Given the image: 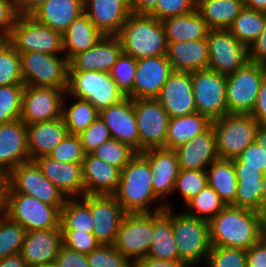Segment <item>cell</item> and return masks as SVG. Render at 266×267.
<instances>
[{"mask_svg":"<svg viewBox=\"0 0 266 267\" xmlns=\"http://www.w3.org/2000/svg\"><path fill=\"white\" fill-rule=\"evenodd\" d=\"M211 245L247 250L261 238L260 212L225 206L210 222Z\"/></svg>","mask_w":266,"mask_h":267,"instance_id":"6da1fadb","label":"cell"},{"mask_svg":"<svg viewBox=\"0 0 266 267\" xmlns=\"http://www.w3.org/2000/svg\"><path fill=\"white\" fill-rule=\"evenodd\" d=\"M151 173L149 163L139 153L121 169L120 180L112 196L126 213H151L166 208V203H161L150 210L149 204L160 199L154 193Z\"/></svg>","mask_w":266,"mask_h":267,"instance_id":"7a4b0ae2","label":"cell"},{"mask_svg":"<svg viewBox=\"0 0 266 267\" xmlns=\"http://www.w3.org/2000/svg\"><path fill=\"white\" fill-rule=\"evenodd\" d=\"M123 53L134 59L167 55V41L161 21L149 14L131 13L117 35Z\"/></svg>","mask_w":266,"mask_h":267,"instance_id":"3957f363","label":"cell"},{"mask_svg":"<svg viewBox=\"0 0 266 267\" xmlns=\"http://www.w3.org/2000/svg\"><path fill=\"white\" fill-rule=\"evenodd\" d=\"M171 222L179 259L190 267L201 259H207L212 246L209 221L188 215L185 211L173 214L171 208Z\"/></svg>","mask_w":266,"mask_h":267,"instance_id":"277c9868","label":"cell"},{"mask_svg":"<svg viewBox=\"0 0 266 267\" xmlns=\"http://www.w3.org/2000/svg\"><path fill=\"white\" fill-rule=\"evenodd\" d=\"M212 125L219 158L233 160L254 142L260 124L250 114L227 113L212 121Z\"/></svg>","mask_w":266,"mask_h":267,"instance_id":"5b68a950","label":"cell"},{"mask_svg":"<svg viewBox=\"0 0 266 267\" xmlns=\"http://www.w3.org/2000/svg\"><path fill=\"white\" fill-rule=\"evenodd\" d=\"M66 96L88 100L100 111L119 103L125 95L108 72H68Z\"/></svg>","mask_w":266,"mask_h":267,"instance_id":"8992f818","label":"cell"},{"mask_svg":"<svg viewBox=\"0 0 266 267\" xmlns=\"http://www.w3.org/2000/svg\"><path fill=\"white\" fill-rule=\"evenodd\" d=\"M5 214L26 232L60 228V210L35 197L6 191Z\"/></svg>","mask_w":266,"mask_h":267,"instance_id":"52a82bcc","label":"cell"},{"mask_svg":"<svg viewBox=\"0 0 266 267\" xmlns=\"http://www.w3.org/2000/svg\"><path fill=\"white\" fill-rule=\"evenodd\" d=\"M20 58L24 85L67 91L69 66L65 55L32 51L20 53Z\"/></svg>","mask_w":266,"mask_h":267,"instance_id":"ba28073f","label":"cell"},{"mask_svg":"<svg viewBox=\"0 0 266 267\" xmlns=\"http://www.w3.org/2000/svg\"><path fill=\"white\" fill-rule=\"evenodd\" d=\"M6 40L20 54L38 51L50 55L64 52L63 34L39 23L31 15H19Z\"/></svg>","mask_w":266,"mask_h":267,"instance_id":"9c48e42d","label":"cell"},{"mask_svg":"<svg viewBox=\"0 0 266 267\" xmlns=\"http://www.w3.org/2000/svg\"><path fill=\"white\" fill-rule=\"evenodd\" d=\"M265 75L266 64L248 61L236 72L226 76L228 113H251Z\"/></svg>","mask_w":266,"mask_h":267,"instance_id":"30bf717a","label":"cell"},{"mask_svg":"<svg viewBox=\"0 0 266 267\" xmlns=\"http://www.w3.org/2000/svg\"><path fill=\"white\" fill-rule=\"evenodd\" d=\"M6 191L32 196L43 203L56 206L59 210L65 205V195L43 174L34 160L15 167L7 175Z\"/></svg>","mask_w":266,"mask_h":267,"instance_id":"8fae6325","label":"cell"},{"mask_svg":"<svg viewBox=\"0 0 266 267\" xmlns=\"http://www.w3.org/2000/svg\"><path fill=\"white\" fill-rule=\"evenodd\" d=\"M152 235L153 212L127 213L120 223L113 246L134 264L147 257Z\"/></svg>","mask_w":266,"mask_h":267,"instance_id":"7c38bea8","label":"cell"},{"mask_svg":"<svg viewBox=\"0 0 266 267\" xmlns=\"http://www.w3.org/2000/svg\"><path fill=\"white\" fill-rule=\"evenodd\" d=\"M192 91L196 111L211 122L228 113L226 104V76L204 69L192 72Z\"/></svg>","mask_w":266,"mask_h":267,"instance_id":"4fadbf2b","label":"cell"},{"mask_svg":"<svg viewBox=\"0 0 266 267\" xmlns=\"http://www.w3.org/2000/svg\"><path fill=\"white\" fill-rule=\"evenodd\" d=\"M208 69L221 75H231L249 61L248 47L228 29H210L207 37Z\"/></svg>","mask_w":266,"mask_h":267,"instance_id":"5bb4252c","label":"cell"},{"mask_svg":"<svg viewBox=\"0 0 266 267\" xmlns=\"http://www.w3.org/2000/svg\"><path fill=\"white\" fill-rule=\"evenodd\" d=\"M140 152L165 148L169 115L156 98L134 99Z\"/></svg>","mask_w":266,"mask_h":267,"instance_id":"9a60e30c","label":"cell"},{"mask_svg":"<svg viewBox=\"0 0 266 267\" xmlns=\"http://www.w3.org/2000/svg\"><path fill=\"white\" fill-rule=\"evenodd\" d=\"M65 94L58 88L25 85L20 119L27 125L61 118Z\"/></svg>","mask_w":266,"mask_h":267,"instance_id":"2e32d148","label":"cell"},{"mask_svg":"<svg viewBox=\"0 0 266 267\" xmlns=\"http://www.w3.org/2000/svg\"><path fill=\"white\" fill-rule=\"evenodd\" d=\"M156 99L167 112L169 118L197 112L192 91V72L173 71Z\"/></svg>","mask_w":266,"mask_h":267,"instance_id":"e0dca14e","label":"cell"},{"mask_svg":"<svg viewBox=\"0 0 266 267\" xmlns=\"http://www.w3.org/2000/svg\"><path fill=\"white\" fill-rule=\"evenodd\" d=\"M122 52V42L117 35H104L92 48L78 53L68 61V72L110 73Z\"/></svg>","mask_w":266,"mask_h":267,"instance_id":"ac0fdd59","label":"cell"},{"mask_svg":"<svg viewBox=\"0 0 266 267\" xmlns=\"http://www.w3.org/2000/svg\"><path fill=\"white\" fill-rule=\"evenodd\" d=\"M113 139L126 143L140 153V138L134 111V99L125 97L119 103L99 111Z\"/></svg>","mask_w":266,"mask_h":267,"instance_id":"d6986e66","label":"cell"},{"mask_svg":"<svg viewBox=\"0 0 266 267\" xmlns=\"http://www.w3.org/2000/svg\"><path fill=\"white\" fill-rule=\"evenodd\" d=\"M93 234L100 244H114L120 223L127 214L112 195H90Z\"/></svg>","mask_w":266,"mask_h":267,"instance_id":"ffe728a7","label":"cell"},{"mask_svg":"<svg viewBox=\"0 0 266 267\" xmlns=\"http://www.w3.org/2000/svg\"><path fill=\"white\" fill-rule=\"evenodd\" d=\"M172 72L167 55L137 59L133 99L156 98Z\"/></svg>","mask_w":266,"mask_h":267,"instance_id":"44dd1931","label":"cell"},{"mask_svg":"<svg viewBox=\"0 0 266 267\" xmlns=\"http://www.w3.org/2000/svg\"><path fill=\"white\" fill-rule=\"evenodd\" d=\"M151 168L154 193L162 201L174 193L176 178L179 173L178 156L175 150L152 148L139 153Z\"/></svg>","mask_w":266,"mask_h":267,"instance_id":"7402d4cb","label":"cell"},{"mask_svg":"<svg viewBox=\"0 0 266 267\" xmlns=\"http://www.w3.org/2000/svg\"><path fill=\"white\" fill-rule=\"evenodd\" d=\"M84 12L103 35H118L132 13L131 0H84Z\"/></svg>","mask_w":266,"mask_h":267,"instance_id":"603a6c76","label":"cell"},{"mask_svg":"<svg viewBox=\"0 0 266 267\" xmlns=\"http://www.w3.org/2000/svg\"><path fill=\"white\" fill-rule=\"evenodd\" d=\"M63 246L61 228L26 232L21 254L28 267L54 263Z\"/></svg>","mask_w":266,"mask_h":267,"instance_id":"cb8c5ba5","label":"cell"},{"mask_svg":"<svg viewBox=\"0 0 266 267\" xmlns=\"http://www.w3.org/2000/svg\"><path fill=\"white\" fill-rule=\"evenodd\" d=\"M27 125L21 120L0 124V170L7 175L29 161Z\"/></svg>","mask_w":266,"mask_h":267,"instance_id":"d4e9b609","label":"cell"},{"mask_svg":"<svg viewBox=\"0 0 266 267\" xmlns=\"http://www.w3.org/2000/svg\"><path fill=\"white\" fill-rule=\"evenodd\" d=\"M42 174L49 179L67 199L85 195L82 164L60 162L48 155L34 159Z\"/></svg>","mask_w":266,"mask_h":267,"instance_id":"484cf974","label":"cell"},{"mask_svg":"<svg viewBox=\"0 0 266 267\" xmlns=\"http://www.w3.org/2000/svg\"><path fill=\"white\" fill-rule=\"evenodd\" d=\"M175 151L179 169L206 170L212 162L219 159L213 125L211 124L204 132L177 147Z\"/></svg>","mask_w":266,"mask_h":267,"instance_id":"4316f807","label":"cell"},{"mask_svg":"<svg viewBox=\"0 0 266 267\" xmlns=\"http://www.w3.org/2000/svg\"><path fill=\"white\" fill-rule=\"evenodd\" d=\"M82 172L85 195H113L121 175L120 169L91 153L84 158Z\"/></svg>","mask_w":266,"mask_h":267,"instance_id":"83f0119b","label":"cell"},{"mask_svg":"<svg viewBox=\"0 0 266 267\" xmlns=\"http://www.w3.org/2000/svg\"><path fill=\"white\" fill-rule=\"evenodd\" d=\"M167 44V58L173 71L194 72L208 69L209 49L206 39Z\"/></svg>","mask_w":266,"mask_h":267,"instance_id":"f1b7e54d","label":"cell"},{"mask_svg":"<svg viewBox=\"0 0 266 267\" xmlns=\"http://www.w3.org/2000/svg\"><path fill=\"white\" fill-rule=\"evenodd\" d=\"M68 134L61 118L27 124L28 150L30 160L48 155Z\"/></svg>","mask_w":266,"mask_h":267,"instance_id":"f546056e","label":"cell"},{"mask_svg":"<svg viewBox=\"0 0 266 267\" xmlns=\"http://www.w3.org/2000/svg\"><path fill=\"white\" fill-rule=\"evenodd\" d=\"M84 12V0H46L32 14L39 23L64 33Z\"/></svg>","mask_w":266,"mask_h":267,"instance_id":"4dcf8cb0","label":"cell"},{"mask_svg":"<svg viewBox=\"0 0 266 267\" xmlns=\"http://www.w3.org/2000/svg\"><path fill=\"white\" fill-rule=\"evenodd\" d=\"M153 212V235L148 251V257L166 260H180L179 252L174 239L171 222V207Z\"/></svg>","mask_w":266,"mask_h":267,"instance_id":"1f68e13d","label":"cell"},{"mask_svg":"<svg viewBox=\"0 0 266 267\" xmlns=\"http://www.w3.org/2000/svg\"><path fill=\"white\" fill-rule=\"evenodd\" d=\"M161 22L167 43L207 39L210 30L197 9L185 15L166 18Z\"/></svg>","mask_w":266,"mask_h":267,"instance_id":"d6a6232c","label":"cell"},{"mask_svg":"<svg viewBox=\"0 0 266 267\" xmlns=\"http://www.w3.org/2000/svg\"><path fill=\"white\" fill-rule=\"evenodd\" d=\"M104 36L91 22L88 15L80 14L63 33V49L69 61L78 53L92 48Z\"/></svg>","mask_w":266,"mask_h":267,"instance_id":"836d02e7","label":"cell"},{"mask_svg":"<svg viewBox=\"0 0 266 267\" xmlns=\"http://www.w3.org/2000/svg\"><path fill=\"white\" fill-rule=\"evenodd\" d=\"M212 122L198 112L175 118H169L166 149L175 150L180 145L204 132Z\"/></svg>","mask_w":266,"mask_h":267,"instance_id":"e575fe53","label":"cell"},{"mask_svg":"<svg viewBox=\"0 0 266 267\" xmlns=\"http://www.w3.org/2000/svg\"><path fill=\"white\" fill-rule=\"evenodd\" d=\"M243 8V0H197V10L210 29H228Z\"/></svg>","mask_w":266,"mask_h":267,"instance_id":"d590c367","label":"cell"},{"mask_svg":"<svg viewBox=\"0 0 266 267\" xmlns=\"http://www.w3.org/2000/svg\"><path fill=\"white\" fill-rule=\"evenodd\" d=\"M208 185L219 195L226 206L235 202L237 175L233 160L221 159L212 162L206 169Z\"/></svg>","mask_w":266,"mask_h":267,"instance_id":"8d00e7d4","label":"cell"},{"mask_svg":"<svg viewBox=\"0 0 266 267\" xmlns=\"http://www.w3.org/2000/svg\"><path fill=\"white\" fill-rule=\"evenodd\" d=\"M67 199L60 210L61 230H78L93 233V219L90 210V195ZM83 199V200H82Z\"/></svg>","mask_w":266,"mask_h":267,"instance_id":"74e56055","label":"cell"},{"mask_svg":"<svg viewBox=\"0 0 266 267\" xmlns=\"http://www.w3.org/2000/svg\"><path fill=\"white\" fill-rule=\"evenodd\" d=\"M265 12L244 7L228 30L244 45L249 47L262 33Z\"/></svg>","mask_w":266,"mask_h":267,"instance_id":"f35d334b","label":"cell"},{"mask_svg":"<svg viewBox=\"0 0 266 267\" xmlns=\"http://www.w3.org/2000/svg\"><path fill=\"white\" fill-rule=\"evenodd\" d=\"M70 107H66L63 102L62 119L69 134H79L86 130L99 116V111L88 100L73 97Z\"/></svg>","mask_w":266,"mask_h":267,"instance_id":"ab89813d","label":"cell"},{"mask_svg":"<svg viewBox=\"0 0 266 267\" xmlns=\"http://www.w3.org/2000/svg\"><path fill=\"white\" fill-rule=\"evenodd\" d=\"M12 84H24L20 54L6 39H0V86Z\"/></svg>","mask_w":266,"mask_h":267,"instance_id":"60d3db41","label":"cell"},{"mask_svg":"<svg viewBox=\"0 0 266 267\" xmlns=\"http://www.w3.org/2000/svg\"><path fill=\"white\" fill-rule=\"evenodd\" d=\"M185 206L189 210V212L186 211L188 215L210 222L226 205L212 187L207 185Z\"/></svg>","mask_w":266,"mask_h":267,"instance_id":"b9f144b4","label":"cell"},{"mask_svg":"<svg viewBox=\"0 0 266 267\" xmlns=\"http://www.w3.org/2000/svg\"><path fill=\"white\" fill-rule=\"evenodd\" d=\"M26 230L6 214L0 215V260L21 253Z\"/></svg>","mask_w":266,"mask_h":267,"instance_id":"7bdbcfd3","label":"cell"},{"mask_svg":"<svg viewBox=\"0 0 266 267\" xmlns=\"http://www.w3.org/2000/svg\"><path fill=\"white\" fill-rule=\"evenodd\" d=\"M138 152L130 145L116 139H110L96 148L92 155L104 160L110 165L123 169Z\"/></svg>","mask_w":266,"mask_h":267,"instance_id":"ee69618b","label":"cell"},{"mask_svg":"<svg viewBox=\"0 0 266 267\" xmlns=\"http://www.w3.org/2000/svg\"><path fill=\"white\" fill-rule=\"evenodd\" d=\"M25 85L0 86V124L20 119Z\"/></svg>","mask_w":266,"mask_h":267,"instance_id":"f6af8a7d","label":"cell"},{"mask_svg":"<svg viewBox=\"0 0 266 267\" xmlns=\"http://www.w3.org/2000/svg\"><path fill=\"white\" fill-rule=\"evenodd\" d=\"M207 185L208 175L206 170L180 169L176 178L174 193L178 191L181 194L186 205Z\"/></svg>","mask_w":266,"mask_h":267,"instance_id":"bcb514c9","label":"cell"},{"mask_svg":"<svg viewBox=\"0 0 266 267\" xmlns=\"http://www.w3.org/2000/svg\"><path fill=\"white\" fill-rule=\"evenodd\" d=\"M136 67L137 59L122 52L110 71L117 88L125 97H130L132 99Z\"/></svg>","mask_w":266,"mask_h":267,"instance_id":"7dc6e473","label":"cell"},{"mask_svg":"<svg viewBox=\"0 0 266 267\" xmlns=\"http://www.w3.org/2000/svg\"><path fill=\"white\" fill-rule=\"evenodd\" d=\"M206 261L208 267H247L246 250L212 245Z\"/></svg>","mask_w":266,"mask_h":267,"instance_id":"c3c4849f","label":"cell"},{"mask_svg":"<svg viewBox=\"0 0 266 267\" xmlns=\"http://www.w3.org/2000/svg\"><path fill=\"white\" fill-rule=\"evenodd\" d=\"M48 156L60 162L82 164L86 153L78 134L68 133Z\"/></svg>","mask_w":266,"mask_h":267,"instance_id":"681fc988","label":"cell"},{"mask_svg":"<svg viewBox=\"0 0 266 267\" xmlns=\"http://www.w3.org/2000/svg\"><path fill=\"white\" fill-rule=\"evenodd\" d=\"M87 259L91 267H134L112 244H100Z\"/></svg>","mask_w":266,"mask_h":267,"instance_id":"f907efd6","label":"cell"},{"mask_svg":"<svg viewBox=\"0 0 266 267\" xmlns=\"http://www.w3.org/2000/svg\"><path fill=\"white\" fill-rule=\"evenodd\" d=\"M263 181H238L235 202L231 205L261 211Z\"/></svg>","mask_w":266,"mask_h":267,"instance_id":"816d5d0a","label":"cell"},{"mask_svg":"<svg viewBox=\"0 0 266 267\" xmlns=\"http://www.w3.org/2000/svg\"><path fill=\"white\" fill-rule=\"evenodd\" d=\"M78 136L86 154L93 152L102 143L112 139L110 130L100 116Z\"/></svg>","mask_w":266,"mask_h":267,"instance_id":"f5cc1de1","label":"cell"},{"mask_svg":"<svg viewBox=\"0 0 266 267\" xmlns=\"http://www.w3.org/2000/svg\"><path fill=\"white\" fill-rule=\"evenodd\" d=\"M195 9L197 0H159L149 15L162 21L169 17L188 14Z\"/></svg>","mask_w":266,"mask_h":267,"instance_id":"db71d44e","label":"cell"},{"mask_svg":"<svg viewBox=\"0 0 266 267\" xmlns=\"http://www.w3.org/2000/svg\"><path fill=\"white\" fill-rule=\"evenodd\" d=\"M63 246L83 254H89L100 242L93 233L78 232V230H61Z\"/></svg>","mask_w":266,"mask_h":267,"instance_id":"11a10c76","label":"cell"},{"mask_svg":"<svg viewBox=\"0 0 266 267\" xmlns=\"http://www.w3.org/2000/svg\"><path fill=\"white\" fill-rule=\"evenodd\" d=\"M234 164H244V167L259 168L266 173V150L255 141L249 144L241 154L233 159Z\"/></svg>","mask_w":266,"mask_h":267,"instance_id":"9f6ffc18","label":"cell"},{"mask_svg":"<svg viewBox=\"0 0 266 267\" xmlns=\"http://www.w3.org/2000/svg\"><path fill=\"white\" fill-rule=\"evenodd\" d=\"M19 17L12 0H0V39H6Z\"/></svg>","mask_w":266,"mask_h":267,"instance_id":"6f0895ef","label":"cell"},{"mask_svg":"<svg viewBox=\"0 0 266 267\" xmlns=\"http://www.w3.org/2000/svg\"><path fill=\"white\" fill-rule=\"evenodd\" d=\"M55 263L58 267H91L87 259V254L70 250L64 246L60 248Z\"/></svg>","mask_w":266,"mask_h":267,"instance_id":"680465c9","label":"cell"},{"mask_svg":"<svg viewBox=\"0 0 266 267\" xmlns=\"http://www.w3.org/2000/svg\"><path fill=\"white\" fill-rule=\"evenodd\" d=\"M247 267H266V239L261 238L246 250Z\"/></svg>","mask_w":266,"mask_h":267,"instance_id":"91938a15","label":"cell"},{"mask_svg":"<svg viewBox=\"0 0 266 267\" xmlns=\"http://www.w3.org/2000/svg\"><path fill=\"white\" fill-rule=\"evenodd\" d=\"M248 51L249 61L266 64V12L263 31L248 47Z\"/></svg>","mask_w":266,"mask_h":267,"instance_id":"94428289","label":"cell"},{"mask_svg":"<svg viewBox=\"0 0 266 267\" xmlns=\"http://www.w3.org/2000/svg\"><path fill=\"white\" fill-rule=\"evenodd\" d=\"M252 115L259 124H266V75L262 80Z\"/></svg>","mask_w":266,"mask_h":267,"instance_id":"6125c7cd","label":"cell"},{"mask_svg":"<svg viewBox=\"0 0 266 267\" xmlns=\"http://www.w3.org/2000/svg\"><path fill=\"white\" fill-rule=\"evenodd\" d=\"M134 267H190L183 260H166L156 259L153 257H144L143 259L136 261Z\"/></svg>","mask_w":266,"mask_h":267,"instance_id":"be15d7a7","label":"cell"},{"mask_svg":"<svg viewBox=\"0 0 266 267\" xmlns=\"http://www.w3.org/2000/svg\"><path fill=\"white\" fill-rule=\"evenodd\" d=\"M237 181H261L264 173L259 168L244 167V164H234Z\"/></svg>","mask_w":266,"mask_h":267,"instance_id":"e7e4bbea","label":"cell"},{"mask_svg":"<svg viewBox=\"0 0 266 267\" xmlns=\"http://www.w3.org/2000/svg\"><path fill=\"white\" fill-rule=\"evenodd\" d=\"M19 15H31L46 0H12Z\"/></svg>","mask_w":266,"mask_h":267,"instance_id":"03108f58","label":"cell"},{"mask_svg":"<svg viewBox=\"0 0 266 267\" xmlns=\"http://www.w3.org/2000/svg\"><path fill=\"white\" fill-rule=\"evenodd\" d=\"M159 0H131L132 12L136 14H149Z\"/></svg>","mask_w":266,"mask_h":267,"instance_id":"003e7915","label":"cell"},{"mask_svg":"<svg viewBox=\"0 0 266 267\" xmlns=\"http://www.w3.org/2000/svg\"><path fill=\"white\" fill-rule=\"evenodd\" d=\"M0 267H28L22 254L10 255L0 260Z\"/></svg>","mask_w":266,"mask_h":267,"instance_id":"a7ac6f4b","label":"cell"},{"mask_svg":"<svg viewBox=\"0 0 266 267\" xmlns=\"http://www.w3.org/2000/svg\"><path fill=\"white\" fill-rule=\"evenodd\" d=\"M7 174L0 170V215L5 214Z\"/></svg>","mask_w":266,"mask_h":267,"instance_id":"89a4df30","label":"cell"},{"mask_svg":"<svg viewBox=\"0 0 266 267\" xmlns=\"http://www.w3.org/2000/svg\"><path fill=\"white\" fill-rule=\"evenodd\" d=\"M244 7L266 12V0H243Z\"/></svg>","mask_w":266,"mask_h":267,"instance_id":"2644e50d","label":"cell"},{"mask_svg":"<svg viewBox=\"0 0 266 267\" xmlns=\"http://www.w3.org/2000/svg\"><path fill=\"white\" fill-rule=\"evenodd\" d=\"M254 141L261 147H265L266 150V124H260L258 126Z\"/></svg>","mask_w":266,"mask_h":267,"instance_id":"8c879c8a","label":"cell"},{"mask_svg":"<svg viewBox=\"0 0 266 267\" xmlns=\"http://www.w3.org/2000/svg\"><path fill=\"white\" fill-rule=\"evenodd\" d=\"M261 217V235L262 238L266 239V207L260 211Z\"/></svg>","mask_w":266,"mask_h":267,"instance_id":"753ad0ef","label":"cell"},{"mask_svg":"<svg viewBox=\"0 0 266 267\" xmlns=\"http://www.w3.org/2000/svg\"><path fill=\"white\" fill-rule=\"evenodd\" d=\"M261 210L266 207V173L263 175Z\"/></svg>","mask_w":266,"mask_h":267,"instance_id":"34e18365","label":"cell"},{"mask_svg":"<svg viewBox=\"0 0 266 267\" xmlns=\"http://www.w3.org/2000/svg\"><path fill=\"white\" fill-rule=\"evenodd\" d=\"M43 267H58V265L54 262V263H49Z\"/></svg>","mask_w":266,"mask_h":267,"instance_id":"11e5206c","label":"cell"}]
</instances>
